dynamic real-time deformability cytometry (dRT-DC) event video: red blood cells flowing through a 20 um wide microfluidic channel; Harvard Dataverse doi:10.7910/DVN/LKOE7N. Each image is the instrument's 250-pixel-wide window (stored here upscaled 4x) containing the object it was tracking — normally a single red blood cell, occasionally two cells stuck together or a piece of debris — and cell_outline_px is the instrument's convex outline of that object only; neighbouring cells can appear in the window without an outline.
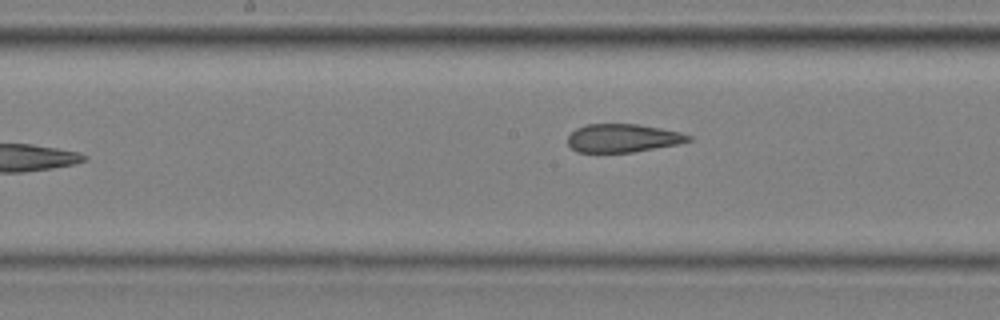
{"species": "common noctule bat (a hibernating species)", "species_latin": "Nyctalus noctula", "temperature_condition": "cold", "stored_images_in_passage": 7, "camera_frame_rate_fps": 3000, "um_per_image_px": 0.085, "animal": {"sex": "male", "body_mass_g": 20.4}, "frame": {"image": 1, "passage_image": 7, "time_ms": 2.0, "image_size_px": [1000, 320], "cell_outline_px": [[692, 140], [676, 144], [632, 152], [576, 152], [568, 144], [568, 136], [576, 128], [584, 124], [640, 124], [680, 132], [692, 136]], "centroid_in_image_um": [52.92, 11.73], "position_along_channel_um": 195.3, "area_um2": 19.83}}